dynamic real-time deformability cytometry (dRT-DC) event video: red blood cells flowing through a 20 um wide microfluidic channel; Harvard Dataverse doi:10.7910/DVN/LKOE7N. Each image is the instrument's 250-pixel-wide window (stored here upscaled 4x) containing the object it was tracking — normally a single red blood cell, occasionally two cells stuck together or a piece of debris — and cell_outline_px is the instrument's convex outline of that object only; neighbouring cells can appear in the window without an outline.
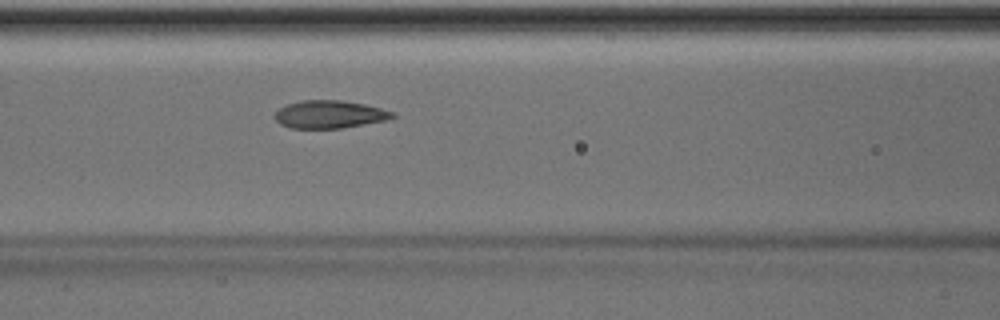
{"species": "Egyptian fruit bat (a non-hibernating species)", "species_latin": "Rousettus aegyptiacus", "temperature_condition": "room temperature", "stored_images_in_passage": 49, "camera_frame_rate_fps": 3000, "um_per_image_px": 0.085, "animal": {"sex": "male"}, "frame": {"image": 1, "passage_image": 20, "time_ms": 6.333, "image_size_px": [1000, 320], "cell_outline_px": [[396, 116], [384, 120], [364, 124], [340, 128], [292, 128], [280, 124], [276, 120], [276, 112], [280, 108], [288, 104], [304, 100], [340, 100], [364, 104], [396, 112]], "centroid_in_image_um": [28.03, 9.72], "position_along_channel_um": 138.6, "area_um2": 18.79}}
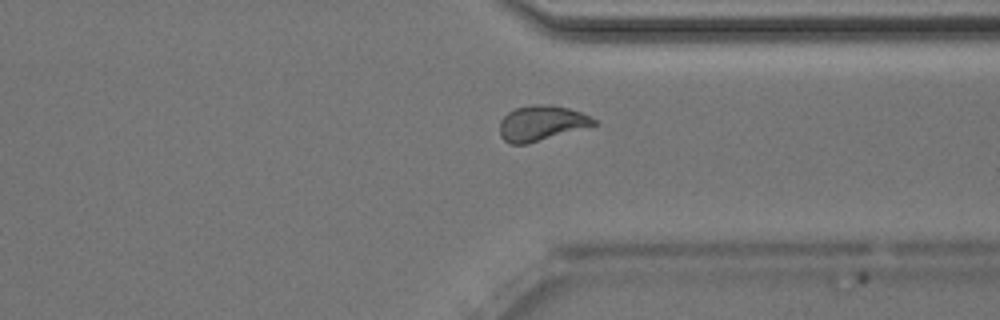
{"frame": {"image": 2, "passage_image": 37, "time_ms": 12.0, "image_size_px": [1000, 320], "cell_outline_px": [[596, 124], [528, 144], [508, 144], [500, 136], [500, 120], [508, 112], [516, 108], [532, 104], [548, 104], [568, 108], [580, 112], [596, 120]], "centroid_in_image_um": [45.96, 10.47], "position_along_channel_um": 365.4, "area_um2": 19.13}}
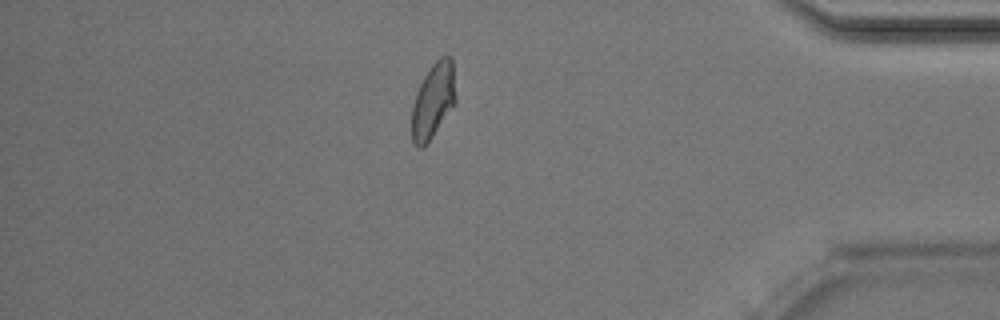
{"frame": {"image": 3, "passage_image": 42, "time_ms": 13.667, "image_size_px": [1000, 320], "cell_outline_px": [[456, 104], [432, 136], [420, 148], [412, 140], [412, 104], [416, 92], [424, 76], [432, 64], [440, 56], [452, 56], [456, 96]], "centroid_in_image_um": [36.84, 8.5], "position_along_channel_um": 398.4, "area_um2": 19.19}, "authors_computed_cell_mechanics": {"area_um2": 19.5942, "velocity_mm_per_s": 4.0025, "shape_relaxation_time_tau1_ms": 3.8525, "shape_relaxation_time_tau2_ms": 0.9538, "deformation_change_tau1": 0.1201, "deformation_change_tau2": 0.0423}}